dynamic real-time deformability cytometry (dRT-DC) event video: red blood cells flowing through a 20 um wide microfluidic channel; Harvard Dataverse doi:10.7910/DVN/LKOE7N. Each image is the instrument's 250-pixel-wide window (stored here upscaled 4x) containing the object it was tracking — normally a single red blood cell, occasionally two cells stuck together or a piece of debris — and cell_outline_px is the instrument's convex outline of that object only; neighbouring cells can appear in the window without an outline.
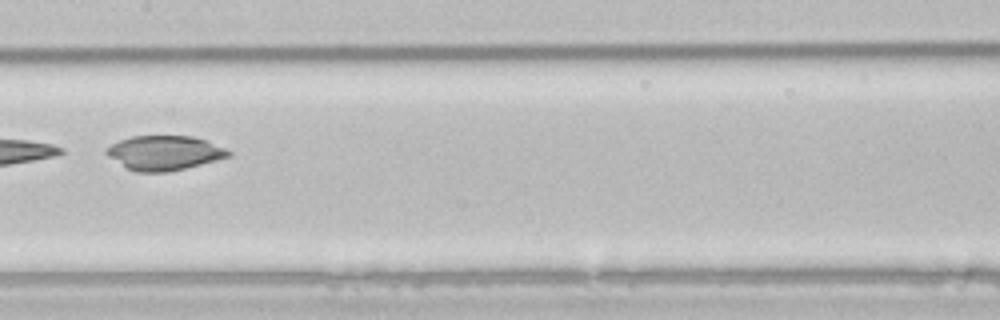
{"species": "common noctule bat (a hibernating species)", "species_latin": "Nyctalus noctula", "temperature_condition": "room temperature", "stored_images_in_passage": 5, "camera_frame_rate_fps": 3000, "um_per_image_px": 0.085, "animal": {"sex": "male", "body_mass_g": 21.5, "forearm_length_mm": 52.0}, "frame": {"image": 1, "passage_image": 5, "time_ms": 5.0, "image_size_px": [1000, 320], "cell_outline_px": [[232, 156], [168, 172], [136, 172], [124, 168], [108, 156], [104, 152], [104, 148], [120, 140], [132, 136], [192, 136], [208, 140], [232, 152]], "centroid_in_image_um": [13.94, 12.99], "position_along_channel_um": 193.5, "area_um2": 24.68}}